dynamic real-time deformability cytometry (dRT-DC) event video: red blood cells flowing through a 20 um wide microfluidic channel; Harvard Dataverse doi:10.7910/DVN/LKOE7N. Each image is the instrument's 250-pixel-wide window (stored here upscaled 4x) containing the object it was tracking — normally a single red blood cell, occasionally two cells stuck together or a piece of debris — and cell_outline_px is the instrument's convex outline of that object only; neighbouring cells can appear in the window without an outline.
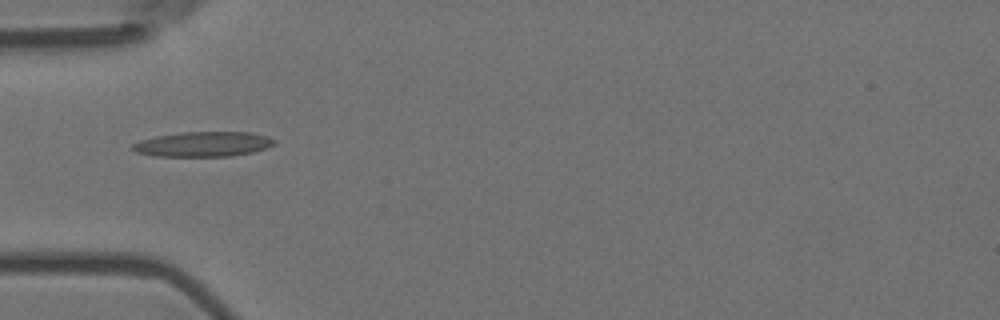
{"species": "Egyptian fruit bat (a non-hibernating species)", "species_latin": "Rousettus aegyptiacus", "temperature_condition": "room temperature", "stored_images_in_passage": 9, "camera_frame_rate_fps": 3000, "um_per_image_px": 0.085, "animal": {"sex": "female"}, "frame": {"image": 1, "passage_image": 7, "time_ms": 2.0, "image_size_px": [1000, 320], "cell_outline_px": [[276, 144], [268, 148], [252, 152], [232, 156], [156, 156], [136, 152], [132, 148], [132, 144], [140, 140], [156, 136], [184, 132], [248, 132], [268, 136], [276, 140]], "centroid_in_image_um": [17.31, 12.25], "position_along_channel_um": 67.7, "area_um2": 20.63}}
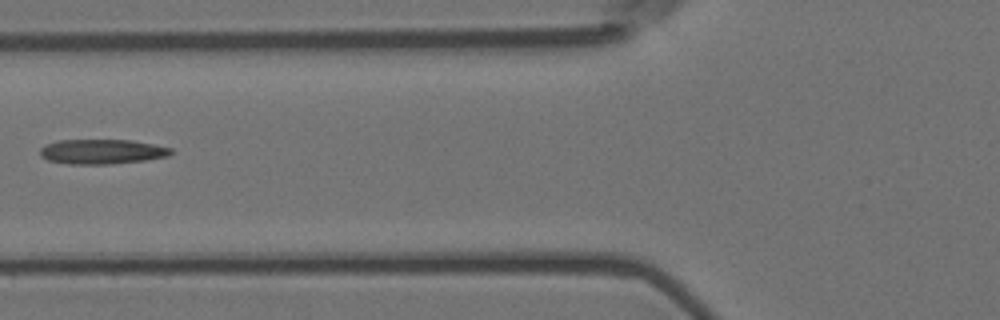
{"frame": {"image": 2, "passage_image": 8, "time_ms": 2.333, "image_size_px": [1000, 320], "cell_outline_px": [[172, 152], [168, 156], [144, 160], [112, 164], [68, 164], [48, 160], [40, 156], [40, 148], [44, 144], [56, 140], [128, 140], [152, 144], [172, 148]], "centroid_in_image_um": [8.61, 12.89], "position_along_channel_um": 117.2, "area_um2": 18.9}}
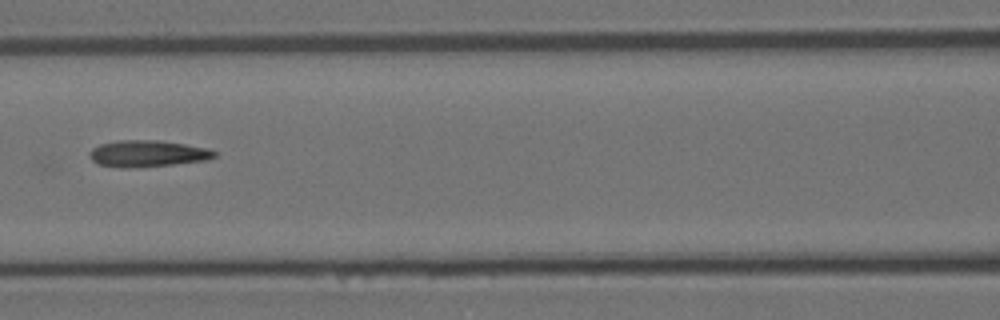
{"frame": {"image": 3, "passage_image": 9, "time_ms": 2.667, "image_size_px": [1000, 320], "cell_outline_px": [[216, 156], [208, 160], [172, 164], [128, 168], [120, 168], [96, 164], [92, 160], [88, 152], [92, 148], [100, 144], [120, 140], [160, 140], [208, 148], [216, 152]], "centroid_in_image_um": [12.52, 13.05], "position_along_channel_um": 154.1, "area_um2": 19.36}}